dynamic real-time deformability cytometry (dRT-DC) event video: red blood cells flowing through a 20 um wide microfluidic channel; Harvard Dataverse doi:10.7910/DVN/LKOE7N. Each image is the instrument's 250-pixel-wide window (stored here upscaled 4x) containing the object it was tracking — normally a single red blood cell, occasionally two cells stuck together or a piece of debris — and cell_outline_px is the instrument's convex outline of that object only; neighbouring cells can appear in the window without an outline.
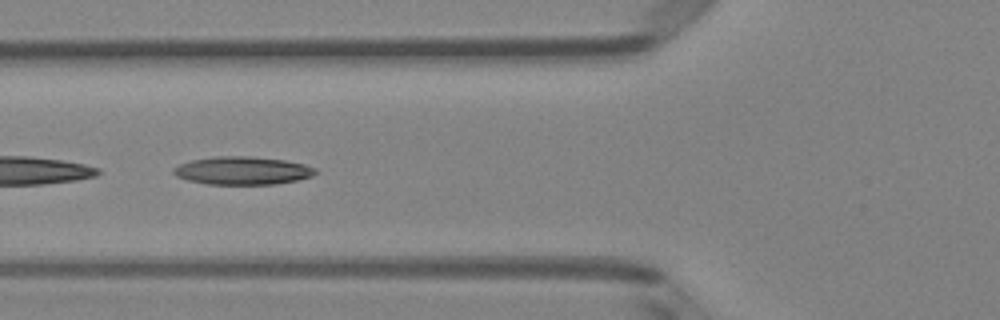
{"species": "Egyptian fruit bat (a non-hibernating species)", "species_latin": "Rousettus aegyptiacus", "temperature_condition": "room temperature", "stored_images_in_passage": 8, "camera_frame_rate_fps": 3000, "um_per_image_px": 0.085, "animal": {"sex": "female"}, "frame": {"image": 1, "passage_image": 6, "time_ms": 1.667, "image_size_px": [1000, 320], "cell_outline_px": [[320, 172], [312, 176], [296, 180], [276, 184], [208, 184], [188, 180], [176, 176], [172, 172], [172, 168], [180, 164], [192, 160], [216, 156], [252, 156], [284, 160], [304, 164], [316, 168]], "centroid_in_image_um": [20.63, 14.5], "position_along_channel_um": 105.2, "area_um2": 23.24}}
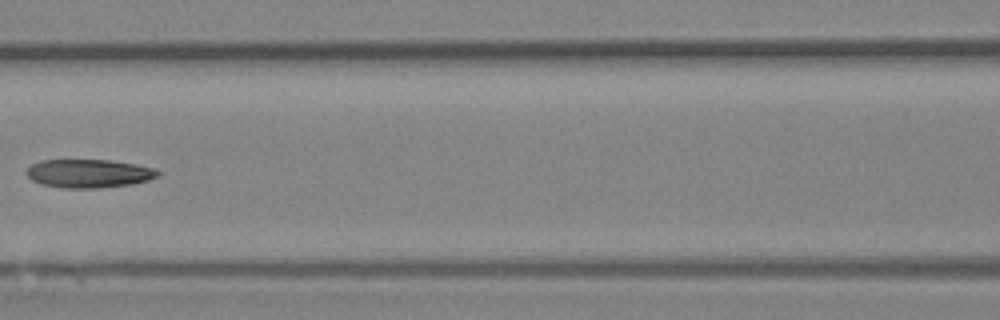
{"frame": {"image": 2, "passage_image": 7, "time_ms": 2.0, "image_size_px": [1000, 320], "cell_outline_px": [[160, 172], [156, 176], [148, 180], [132, 184], [100, 188], [60, 188], [40, 184], [32, 180], [24, 172], [32, 164], [40, 160], [112, 160], [136, 164], [152, 168]], "centroid_in_image_um": [7.5, 14.75], "position_along_channel_um": 159.1, "area_um2": 21.85}}
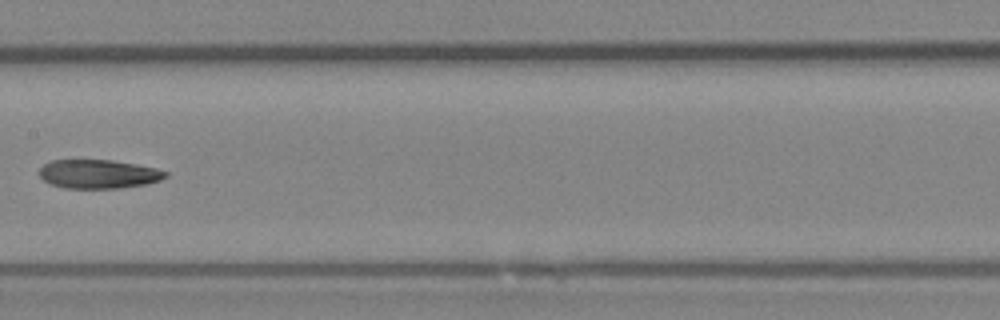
{"frame": {"image": 3, "passage_image": 8, "time_ms": 2.333, "image_size_px": [1000, 320], "cell_outline_px": [[168, 176], [160, 180], [148, 184], [120, 188], [64, 188], [48, 184], [36, 172], [44, 164], [52, 160], [112, 160], [136, 164], [156, 168], [168, 172]], "centroid_in_image_um": [8.36, 14.8], "position_along_channel_um": 199.0, "area_um2": 21.44}}